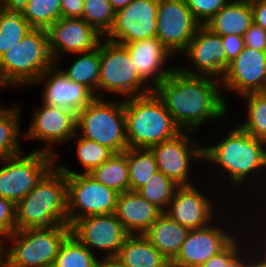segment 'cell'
I'll use <instances>...</instances> for the list:
<instances>
[{"instance_id": "cell-1", "label": "cell", "mask_w": 266, "mask_h": 267, "mask_svg": "<svg viewBox=\"0 0 266 267\" xmlns=\"http://www.w3.org/2000/svg\"><path fill=\"white\" fill-rule=\"evenodd\" d=\"M221 82L208 76L188 75L176 67L155 89L182 131L194 132L209 120L225 116Z\"/></svg>"}, {"instance_id": "cell-2", "label": "cell", "mask_w": 266, "mask_h": 267, "mask_svg": "<svg viewBox=\"0 0 266 267\" xmlns=\"http://www.w3.org/2000/svg\"><path fill=\"white\" fill-rule=\"evenodd\" d=\"M15 222L16 230L68 224L66 174L57 165L15 204Z\"/></svg>"}, {"instance_id": "cell-3", "label": "cell", "mask_w": 266, "mask_h": 267, "mask_svg": "<svg viewBox=\"0 0 266 267\" xmlns=\"http://www.w3.org/2000/svg\"><path fill=\"white\" fill-rule=\"evenodd\" d=\"M124 114L129 148L150 149L182 132L155 91L125 97Z\"/></svg>"}, {"instance_id": "cell-4", "label": "cell", "mask_w": 266, "mask_h": 267, "mask_svg": "<svg viewBox=\"0 0 266 267\" xmlns=\"http://www.w3.org/2000/svg\"><path fill=\"white\" fill-rule=\"evenodd\" d=\"M54 65L47 31L33 28L0 56V84L3 88L34 85Z\"/></svg>"}, {"instance_id": "cell-5", "label": "cell", "mask_w": 266, "mask_h": 267, "mask_svg": "<svg viewBox=\"0 0 266 267\" xmlns=\"http://www.w3.org/2000/svg\"><path fill=\"white\" fill-rule=\"evenodd\" d=\"M216 145L203 146V159L223 167L232 184L241 185L255 171L266 167V142L234 127ZM207 147V148H206ZM247 177V178H246Z\"/></svg>"}, {"instance_id": "cell-6", "label": "cell", "mask_w": 266, "mask_h": 267, "mask_svg": "<svg viewBox=\"0 0 266 267\" xmlns=\"http://www.w3.org/2000/svg\"><path fill=\"white\" fill-rule=\"evenodd\" d=\"M71 234L68 224L16 230L6 238L3 267H53L61 244Z\"/></svg>"}, {"instance_id": "cell-7", "label": "cell", "mask_w": 266, "mask_h": 267, "mask_svg": "<svg viewBox=\"0 0 266 267\" xmlns=\"http://www.w3.org/2000/svg\"><path fill=\"white\" fill-rule=\"evenodd\" d=\"M95 97L76 113V132L80 137L93 140L113 153L128 148L126 138L124 101H104Z\"/></svg>"}, {"instance_id": "cell-8", "label": "cell", "mask_w": 266, "mask_h": 267, "mask_svg": "<svg viewBox=\"0 0 266 267\" xmlns=\"http://www.w3.org/2000/svg\"><path fill=\"white\" fill-rule=\"evenodd\" d=\"M100 77L98 91L129 97L148 94L154 89L139 75L127 48L119 43L100 40ZM143 88V89H142Z\"/></svg>"}, {"instance_id": "cell-9", "label": "cell", "mask_w": 266, "mask_h": 267, "mask_svg": "<svg viewBox=\"0 0 266 267\" xmlns=\"http://www.w3.org/2000/svg\"><path fill=\"white\" fill-rule=\"evenodd\" d=\"M57 166L66 174L69 226L84 217L115 213L119 193L96 181L90 174L75 172L60 164Z\"/></svg>"}, {"instance_id": "cell-10", "label": "cell", "mask_w": 266, "mask_h": 267, "mask_svg": "<svg viewBox=\"0 0 266 267\" xmlns=\"http://www.w3.org/2000/svg\"><path fill=\"white\" fill-rule=\"evenodd\" d=\"M57 156L44 151L2 159L0 168V197L15 204L29 194L42 177L56 164Z\"/></svg>"}, {"instance_id": "cell-11", "label": "cell", "mask_w": 266, "mask_h": 267, "mask_svg": "<svg viewBox=\"0 0 266 267\" xmlns=\"http://www.w3.org/2000/svg\"><path fill=\"white\" fill-rule=\"evenodd\" d=\"M156 37L175 55L183 53L201 24L185 0H158Z\"/></svg>"}, {"instance_id": "cell-12", "label": "cell", "mask_w": 266, "mask_h": 267, "mask_svg": "<svg viewBox=\"0 0 266 267\" xmlns=\"http://www.w3.org/2000/svg\"><path fill=\"white\" fill-rule=\"evenodd\" d=\"M158 0H132L115 12L114 22L105 39L131 43L156 37Z\"/></svg>"}, {"instance_id": "cell-13", "label": "cell", "mask_w": 266, "mask_h": 267, "mask_svg": "<svg viewBox=\"0 0 266 267\" xmlns=\"http://www.w3.org/2000/svg\"><path fill=\"white\" fill-rule=\"evenodd\" d=\"M193 133L182 131L176 137L150 148L155 156L158 171L179 186L193 185L189 179L190 164L196 159L203 160L204 147L196 142L192 143L189 136Z\"/></svg>"}, {"instance_id": "cell-14", "label": "cell", "mask_w": 266, "mask_h": 267, "mask_svg": "<svg viewBox=\"0 0 266 267\" xmlns=\"http://www.w3.org/2000/svg\"><path fill=\"white\" fill-rule=\"evenodd\" d=\"M71 233L90 251L91 247L106 251L102 260L114 259L130 235L114 213L78 219Z\"/></svg>"}, {"instance_id": "cell-15", "label": "cell", "mask_w": 266, "mask_h": 267, "mask_svg": "<svg viewBox=\"0 0 266 267\" xmlns=\"http://www.w3.org/2000/svg\"><path fill=\"white\" fill-rule=\"evenodd\" d=\"M41 106L34 111L30 129L25 138L44 141L47 145H44L39 151L56 156L58 154L52 150L53 144L68 142L72 138L74 140V137L76 138L78 135L76 132V113L64 107L43 102Z\"/></svg>"}, {"instance_id": "cell-16", "label": "cell", "mask_w": 266, "mask_h": 267, "mask_svg": "<svg viewBox=\"0 0 266 267\" xmlns=\"http://www.w3.org/2000/svg\"><path fill=\"white\" fill-rule=\"evenodd\" d=\"M186 53L188 60L196 66L179 68L188 75L208 76L221 80L226 70V49L220 35L213 33L205 25H201L193 39L189 42Z\"/></svg>"}, {"instance_id": "cell-17", "label": "cell", "mask_w": 266, "mask_h": 267, "mask_svg": "<svg viewBox=\"0 0 266 267\" xmlns=\"http://www.w3.org/2000/svg\"><path fill=\"white\" fill-rule=\"evenodd\" d=\"M49 50L58 65L62 53L81 54L97 48L102 35L82 18L61 17L47 30ZM60 53V54H58Z\"/></svg>"}, {"instance_id": "cell-18", "label": "cell", "mask_w": 266, "mask_h": 267, "mask_svg": "<svg viewBox=\"0 0 266 267\" xmlns=\"http://www.w3.org/2000/svg\"><path fill=\"white\" fill-rule=\"evenodd\" d=\"M220 81L225 91L233 90L240 96L266 92V52L245 46L229 63Z\"/></svg>"}, {"instance_id": "cell-19", "label": "cell", "mask_w": 266, "mask_h": 267, "mask_svg": "<svg viewBox=\"0 0 266 267\" xmlns=\"http://www.w3.org/2000/svg\"><path fill=\"white\" fill-rule=\"evenodd\" d=\"M234 239V235L210 224L201 229L189 230L171 267H200L209 258L223 251Z\"/></svg>"}, {"instance_id": "cell-20", "label": "cell", "mask_w": 266, "mask_h": 267, "mask_svg": "<svg viewBox=\"0 0 266 267\" xmlns=\"http://www.w3.org/2000/svg\"><path fill=\"white\" fill-rule=\"evenodd\" d=\"M209 199L194 185L179 186L165 213L188 230L201 229L215 217Z\"/></svg>"}, {"instance_id": "cell-21", "label": "cell", "mask_w": 266, "mask_h": 267, "mask_svg": "<svg viewBox=\"0 0 266 267\" xmlns=\"http://www.w3.org/2000/svg\"><path fill=\"white\" fill-rule=\"evenodd\" d=\"M45 86L42 101L45 104L64 107L75 113L87 106L96 96L82 84L72 82L56 64L36 81Z\"/></svg>"}, {"instance_id": "cell-22", "label": "cell", "mask_w": 266, "mask_h": 267, "mask_svg": "<svg viewBox=\"0 0 266 267\" xmlns=\"http://www.w3.org/2000/svg\"><path fill=\"white\" fill-rule=\"evenodd\" d=\"M137 69L139 75L147 82L149 86L155 89L172 71L177 67L164 69L162 66L166 59L172 56V53L157 38H150L141 41L122 43ZM162 68V69H161Z\"/></svg>"}, {"instance_id": "cell-23", "label": "cell", "mask_w": 266, "mask_h": 267, "mask_svg": "<svg viewBox=\"0 0 266 267\" xmlns=\"http://www.w3.org/2000/svg\"><path fill=\"white\" fill-rule=\"evenodd\" d=\"M162 213L137 191L129 190L118 195L114 214L130 235H136L144 234Z\"/></svg>"}, {"instance_id": "cell-24", "label": "cell", "mask_w": 266, "mask_h": 267, "mask_svg": "<svg viewBox=\"0 0 266 267\" xmlns=\"http://www.w3.org/2000/svg\"><path fill=\"white\" fill-rule=\"evenodd\" d=\"M252 23L251 0H230L205 26L220 36H244Z\"/></svg>"}, {"instance_id": "cell-25", "label": "cell", "mask_w": 266, "mask_h": 267, "mask_svg": "<svg viewBox=\"0 0 266 267\" xmlns=\"http://www.w3.org/2000/svg\"><path fill=\"white\" fill-rule=\"evenodd\" d=\"M188 229L163 212L143 234L170 262L179 254Z\"/></svg>"}, {"instance_id": "cell-26", "label": "cell", "mask_w": 266, "mask_h": 267, "mask_svg": "<svg viewBox=\"0 0 266 267\" xmlns=\"http://www.w3.org/2000/svg\"><path fill=\"white\" fill-rule=\"evenodd\" d=\"M114 259L125 267H171L143 234L129 235Z\"/></svg>"}, {"instance_id": "cell-27", "label": "cell", "mask_w": 266, "mask_h": 267, "mask_svg": "<svg viewBox=\"0 0 266 267\" xmlns=\"http://www.w3.org/2000/svg\"><path fill=\"white\" fill-rule=\"evenodd\" d=\"M96 181L121 194L130 190L127 156L125 152L113 155L89 173Z\"/></svg>"}, {"instance_id": "cell-28", "label": "cell", "mask_w": 266, "mask_h": 267, "mask_svg": "<svg viewBox=\"0 0 266 267\" xmlns=\"http://www.w3.org/2000/svg\"><path fill=\"white\" fill-rule=\"evenodd\" d=\"M68 69H62L72 82L82 84L87 87L96 97L101 98L103 95L98 94V81L100 77V49L97 47L92 51L81 53Z\"/></svg>"}, {"instance_id": "cell-29", "label": "cell", "mask_w": 266, "mask_h": 267, "mask_svg": "<svg viewBox=\"0 0 266 267\" xmlns=\"http://www.w3.org/2000/svg\"><path fill=\"white\" fill-rule=\"evenodd\" d=\"M32 29L19 10L9 9L0 2V56Z\"/></svg>"}, {"instance_id": "cell-30", "label": "cell", "mask_w": 266, "mask_h": 267, "mask_svg": "<svg viewBox=\"0 0 266 267\" xmlns=\"http://www.w3.org/2000/svg\"><path fill=\"white\" fill-rule=\"evenodd\" d=\"M130 191H137L158 171L155 156L150 149L127 148Z\"/></svg>"}, {"instance_id": "cell-31", "label": "cell", "mask_w": 266, "mask_h": 267, "mask_svg": "<svg viewBox=\"0 0 266 267\" xmlns=\"http://www.w3.org/2000/svg\"><path fill=\"white\" fill-rule=\"evenodd\" d=\"M72 233L61 244L53 267H100L101 261Z\"/></svg>"}, {"instance_id": "cell-32", "label": "cell", "mask_w": 266, "mask_h": 267, "mask_svg": "<svg viewBox=\"0 0 266 267\" xmlns=\"http://www.w3.org/2000/svg\"><path fill=\"white\" fill-rule=\"evenodd\" d=\"M20 107L3 108L0 106V159L21 154L19 144Z\"/></svg>"}, {"instance_id": "cell-33", "label": "cell", "mask_w": 266, "mask_h": 267, "mask_svg": "<svg viewBox=\"0 0 266 267\" xmlns=\"http://www.w3.org/2000/svg\"><path fill=\"white\" fill-rule=\"evenodd\" d=\"M19 11L32 28L47 30L61 18V0H31Z\"/></svg>"}, {"instance_id": "cell-34", "label": "cell", "mask_w": 266, "mask_h": 267, "mask_svg": "<svg viewBox=\"0 0 266 267\" xmlns=\"http://www.w3.org/2000/svg\"><path fill=\"white\" fill-rule=\"evenodd\" d=\"M178 187L179 185L173 180L165 176L162 172L157 171L137 192L149 203L156 205L165 212Z\"/></svg>"}, {"instance_id": "cell-35", "label": "cell", "mask_w": 266, "mask_h": 267, "mask_svg": "<svg viewBox=\"0 0 266 267\" xmlns=\"http://www.w3.org/2000/svg\"><path fill=\"white\" fill-rule=\"evenodd\" d=\"M248 102L247 119L239 126L255 138L266 142V92L243 95Z\"/></svg>"}, {"instance_id": "cell-36", "label": "cell", "mask_w": 266, "mask_h": 267, "mask_svg": "<svg viewBox=\"0 0 266 267\" xmlns=\"http://www.w3.org/2000/svg\"><path fill=\"white\" fill-rule=\"evenodd\" d=\"M114 15L109 0H84L82 19L103 37L112 28Z\"/></svg>"}, {"instance_id": "cell-37", "label": "cell", "mask_w": 266, "mask_h": 267, "mask_svg": "<svg viewBox=\"0 0 266 267\" xmlns=\"http://www.w3.org/2000/svg\"><path fill=\"white\" fill-rule=\"evenodd\" d=\"M77 158L82 164L84 174H89L94 168L99 167L108 160L113 152L105 146L93 140L79 137L77 138Z\"/></svg>"}, {"instance_id": "cell-38", "label": "cell", "mask_w": 266, "mask_h": 267, "mask_svg": "<svg viewBox=\"0 0 266 267\" xmlns=\"http://www.w3.org/2000/svg\"><path fill=\"white\" fill-rule=\"evenodd\" d=\"M194 18L205 25L230 0H185Z\"/></svg>"}, {"instance_id": "cell-39", "label": "cell", "mask_w": 266, "mask_h": 267, "mask_svg": "<svg viewBox=\"0 0 266 267\" xmlns=\"http://www.w3.org/2000/svg\"><path fill=\"white\" fill-rule=\"evenodd\" d=\"M14 231H16L15 203L0 197V238L4 240Z\"/></svg>"}, {"instance_id": "cell-40", "label": "cell", "mask_w": 266, "mask_h": 267, "mask_svg": "<svg viewBox=\"0 0 266 267\" xmlns=\"http://www.w3.org/2000/svg\"><path fill=\"white\" fill-rule=\"evenodd\" d=\"M243 38L246 47L266 52V31L261 26L253 22Z\"/></svg>"}, {"instance_id": "cell-41", "label": "cell", "mask_w": 266, "mask_h": 267, "mask_svg": "<svg viewBox=\"0 0 266 267\" xmlns=\"http://www.w3.org/2000/svg\"><path fill=\"white\" fill-rule=\"evenodd\" d=\"M235 238L223 251L209 258L200 267H223V263H228L240 250L242 245H239Z\"/></svg>"}, {"instance_id": "cell-42", "label": "cell", "mask_w": 266, "mask_h": 267, "mask_svg": "<svg viewBox=\"0 0 266 267\" xmlns=\"http://www.w3.org/2000/svg\"><path fill=\"white\" fill-rule=\"evenodd\" d=\"M222 43L226 49V68L244 49V38L240 35L221 36Z\"/></svg>"}, {"instance_id": "cell-43", "label": "cell", "mask_w": 266, "mask_h": 267, "mask_svg": "<svg viewBox=\"0 0 266 267\" xmlns=\"http://www.w3.org/2000/svg\"><path fill=\"white\" fill-rule=\"evenodd\" d=\"M84 0H61V17L82 18Z\"/></svg>"}, {"instance_id": "cell-44", "label": "cell", "mask_w": 266, "mask_h": 267, "mask_svg": "<svg viewBox=\"0 0 266 267\" xmlns=\"http://www.w3.org/2000/svg\"><path fill=\"white\" fill-rule=\"evenodd\" d=\"M253 22L266 31V0H251Z\"/></svg>"}, {"instance_id": "cell-45", "label": "cell", "mask_w": 266, "mask_h": 267, "mask_svg": "<svg viewBox=\"0 0 266 267\" xmlns=\"http://www.w3.org/2000/svg\"><path fill=\"white\" fill-rule=\"evenodd\" d=\"M243 254L244 252L240 250L228 263H223V267H247L249 257L246 262V259H243Z\"/></svg>"}, {"instance_id": "cell-46", "label": "cell", "mask_w": 266, "mask_h": 267, "mask_svg": "<svg viewBox=\"0 0 266 267\" xmlns=\"http://www.w3.org/2000/svg\"><path fill=\"white\" fill-rule=\"evenodd\" d=\"M31 0H0V2L9 9L19 10L23 5Z\"/></svg>"}, {"instance_id": "cell-47", "label": "cell", "mask_w": 266, "mask_h": 267, "mask_svg": "<svg viewBox=\"0 0 266 267\" xmlns=\"http://www.w3.org/2000/svg\"><path fill=\"white\" fill-rule=\"evenodd\" d=\"M132 0H109L112 9L116 12L126 7Z\"/></svg>"}, {"instance_id": "cell-48", "label": "cell", "mask_w": 266, "mask_h": 267, "mask_svg": "<svg viewBox=\"0 0 266 267\" xmlns=\"http://www.w3.org/2000/svg\"><path fill=\"white\" fill-rule=\"evenodd\" d=\"M255 258L253 259L250 257V261H248V266L247 267H266V262H264L260 256L257 258V254H255ZM257 258V259H256ZM252 259V260H251ZM259 259V260H258ZM256 260V261H255ZM255 261V262H254Z\"/></svg>"}, {"instance_id": "cell-49", "label": "cell", "mask_w": 266, "mask_h": 267, "mask_svg": "<svg viewBox=\"0 0 266 267\" xmlns=\"http://www.w3.org/2000/svg\"><path fill=\"white\" fill-rule=\"evenodd\" d=\"M100 267H125L117 262L115 259H106L101 261Z\"/></svg>"}, {"instance_id": "cell-50", "label": "cell", "mask_w": 266, "mask_h": 267, "mask_svg": "<svg viewBox=\"0 0 266 267\" xmlns=\"http://www.w3.org/2000/svg\"><path fill=\"white\" fill-rule=\"evenodd\" d=\"M265 238H266V236H265ZM265 242V244L264 243H262V246L260 247V248H262L263 246V250L259 253V254H257V256H261L260 258L264 261V262H266V240H264ZM264 244V245H263ZM263 254V255H262Z\"/></svg>"}, {"instance_id": "cell-51", "label": "cell", "mask_w": 266, "mask_h": 267, "mask_svg": "<svg viewBox=\"0 0 266 267\" xmlns=\"http://www.w3.org/2000/svg\"><path fill=\"white\" fill-rule=\"evenodd\" d=\"M3 245H5L4 241L0 238V267H3Z\"/></svg>"}]
</instances>
